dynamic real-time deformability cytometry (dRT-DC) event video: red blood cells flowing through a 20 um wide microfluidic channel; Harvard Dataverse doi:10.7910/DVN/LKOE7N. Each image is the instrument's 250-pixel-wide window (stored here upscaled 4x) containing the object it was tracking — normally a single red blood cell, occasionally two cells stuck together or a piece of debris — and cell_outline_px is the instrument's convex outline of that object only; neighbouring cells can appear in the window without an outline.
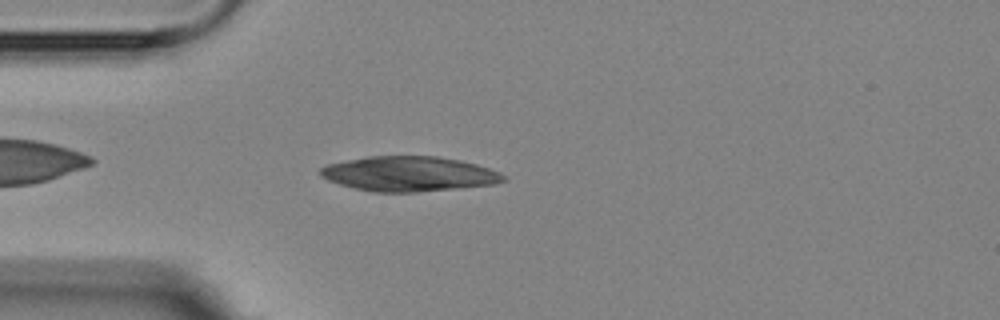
{"species": "Egyptian fruit bat (a non-hibernating species)", "species_latin": "Rousettus aegyptiacus", "temperature_condition": "room temperature", "stored_images_in_passage": 1, "camera_frame_rate_fps": 3000, "um_per_image_px": 0.085, "animal": {"sex": "female"}, "frame": {"image": 1, "passage_image": 1, "time_ms": 0.0, "image_size_px": [1000, 320], "cell_outline_px": [[508, 180], [496, 184], [416, 192], [372, 192], [340, 184], [328, 180], [320, 176], [320, 168], [324, 164], [368, 156], [436, 156], [460, 160], [476, 164], [500, 172]], "centroid_in_image_um": [34.75, 14.77], "position_along_channel_um": 50.3, "area_um2": 37.28}}